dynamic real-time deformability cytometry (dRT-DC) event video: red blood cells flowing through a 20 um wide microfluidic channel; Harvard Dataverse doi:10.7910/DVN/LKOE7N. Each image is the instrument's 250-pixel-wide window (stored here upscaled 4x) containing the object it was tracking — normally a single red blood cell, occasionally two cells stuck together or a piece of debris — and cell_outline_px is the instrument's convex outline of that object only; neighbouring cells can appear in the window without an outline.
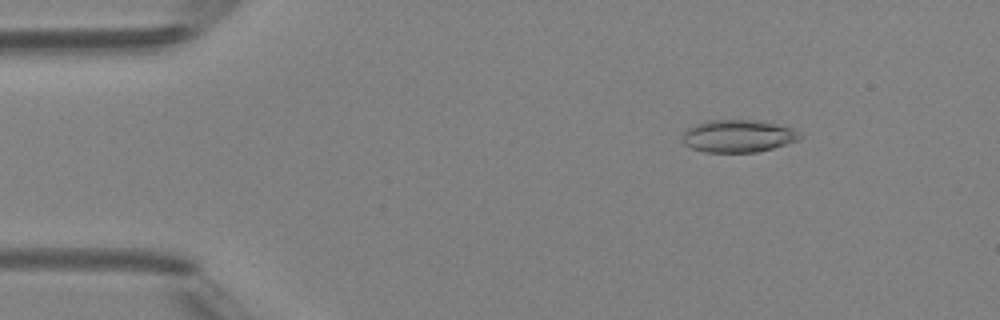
{"species": "Egyptian fruit bat (a non-hibernating species)", "species_latin": "Rousettus aegyptiacus", "temperature_condition": "room temperature", "stored_images_in_passage": 4, "camera_frame_rate_fps": 3000, "um_per_image_px": 0.085, "animal": {"sex": "female"}, "frame": {"image": 1, "passage_image": 2, "time_ms": 1.333, "image_size_px": [1000, 320], "cell_outline_px": [[804, 136], [800, 140], [772, 148], [756, 152], [704, 152], [692, 148], [684, 144], [684, 132], [688, 128], [708, 120], [764, 120], [792, 128], [800, 132]], "centroid_in_image_um": [62.81, 11.56], "position_along_channel_um": 22.2, "area_um2": 22.31}}